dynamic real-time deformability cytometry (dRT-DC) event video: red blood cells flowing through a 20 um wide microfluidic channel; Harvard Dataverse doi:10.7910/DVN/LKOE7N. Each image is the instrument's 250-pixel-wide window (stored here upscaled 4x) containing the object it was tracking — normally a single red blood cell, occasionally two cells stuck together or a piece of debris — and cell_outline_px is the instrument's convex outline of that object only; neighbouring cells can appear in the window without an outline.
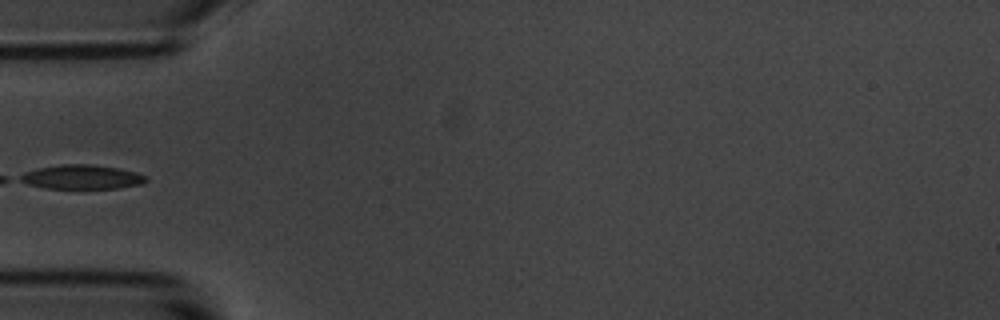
{"species": "common noctule bat (a hibernating species)", "species_latin": "Nyctalus noctula", "temperature_condition": "room temperature", "stored_images_in_passage": 5, "camera_frame_rate_fps": 3000, "um_per_image_px": 0.085, "animal": {"sex": "male", "body_mass_g": 20.1, "forearm_length_mm": 53.5}, "frame": {"image": 1, "passage_image": 5, "time_ms": 4.667, "image_size_px": [1000, 320], "cell_outline_px": [[148, 180], [140, 184], [120, 188], [80, 192], [44, 188], [28, 184], [20, 180], [16, 176], [24, 172], [36, 168], [60, 164], [92, 164], [116, 168], [136, 172], [148, 176]], "centroid_in_image_um": [6.92, 15.1], "position_along_channel_um": 78.1, "area_um2": 18.96}}